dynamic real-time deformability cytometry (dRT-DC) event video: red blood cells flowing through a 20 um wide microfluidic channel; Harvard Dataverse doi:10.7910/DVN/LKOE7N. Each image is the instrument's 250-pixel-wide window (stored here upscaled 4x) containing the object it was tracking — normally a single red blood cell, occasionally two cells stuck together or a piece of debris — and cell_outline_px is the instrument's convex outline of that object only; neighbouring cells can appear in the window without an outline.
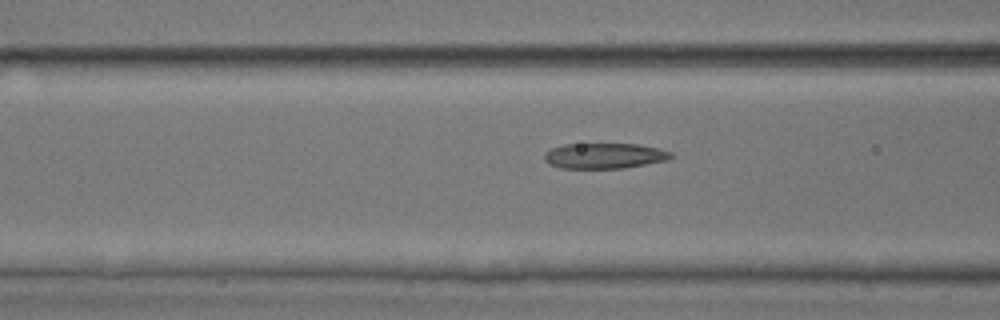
{"species": "common noctule bat (a hibernating species)", "species_latin": "Nyctalus noctula", "temperature_condition": "room temperature", "stored_images_in_passage": 19, "camera_frame_rate_fps": 3000, "um_per_image_px": 0.085, "animal": {"sex": "male", "body_mass_g": 17.9, "forearm_length_mm": 54.2}, "frame": {"image": 1, "passage_image": 14, "time_ms": 4.333, "image_size_px": [1000, 320], "cell_outline_px": [[672, 156], [668, 160], [624, 168], [560, 168], [548, 164], [544, 160], [544, 152], [552, 148], [564, 144], [640, 144], [672, 152]], "centroid_in_image_um": [51.34, 13.24], "position_along_channel_um": 115.3, "area_um2": 18.84}}